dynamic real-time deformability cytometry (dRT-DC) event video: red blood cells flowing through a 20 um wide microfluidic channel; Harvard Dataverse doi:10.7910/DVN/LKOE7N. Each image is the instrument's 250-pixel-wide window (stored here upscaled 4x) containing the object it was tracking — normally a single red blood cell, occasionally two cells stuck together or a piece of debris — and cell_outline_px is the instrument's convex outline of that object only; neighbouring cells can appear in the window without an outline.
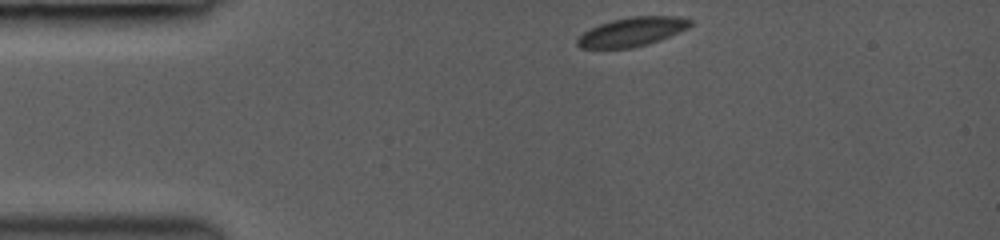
{"species": "common noctule bat (a hibernating species)", "species_latin": "Nyctalus noctula", "temperature_condition": "room temperature", "stored_images_in_passage": 11, "camera_frame_rate_fps": 3000, "um_per_image_px": 0.085, "animal": {"sex": "female", "body_mass_g": 19.0, "forearm_length_mm": 53.3}, "frame": {"image": 1, "passage_image": 1, "time_ms": 0.0, "image_size_px": [1000, 240], "cell_outline_px": [[692, 24], [688, 28], [660, 40], [648, 44], [632, 48], [580, 48], [576, 44], [576, 40], [584, 32], [600, 24], [612, 20], [632, 16], [680, 16], [692, 20]], "centroid_in_image_um": [53.75, 2.7], "position_along_channel_um": 31.3, "area_um2": 19.02}}
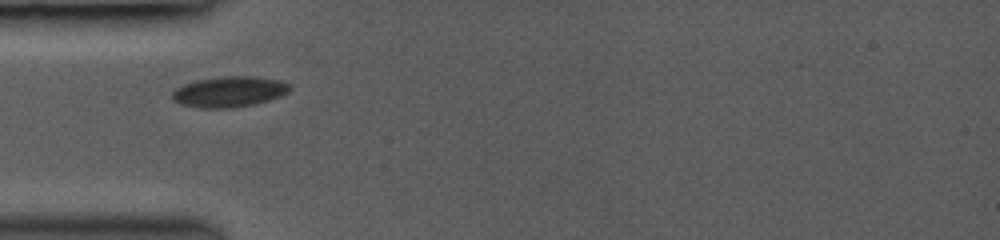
{"frame": {"image": 2, "passage_image": 9, "time_ms": 2.0, "image_size_px": [1000, 240], "cell_outline_px": [[292, 88], [288, 92], [280, 96], [256, 104], [232, 108], [200, 108], [180, 104], [172, 100], [172, 92], [176, 88], [184, 84], [196, 80], [224, 76], [252, 76], [280, 80], [288, 84]], "centroid_in_image_um": [19.47, 7.8], "position_along_channel_um": 65.5, "area_um2": 21.1}}